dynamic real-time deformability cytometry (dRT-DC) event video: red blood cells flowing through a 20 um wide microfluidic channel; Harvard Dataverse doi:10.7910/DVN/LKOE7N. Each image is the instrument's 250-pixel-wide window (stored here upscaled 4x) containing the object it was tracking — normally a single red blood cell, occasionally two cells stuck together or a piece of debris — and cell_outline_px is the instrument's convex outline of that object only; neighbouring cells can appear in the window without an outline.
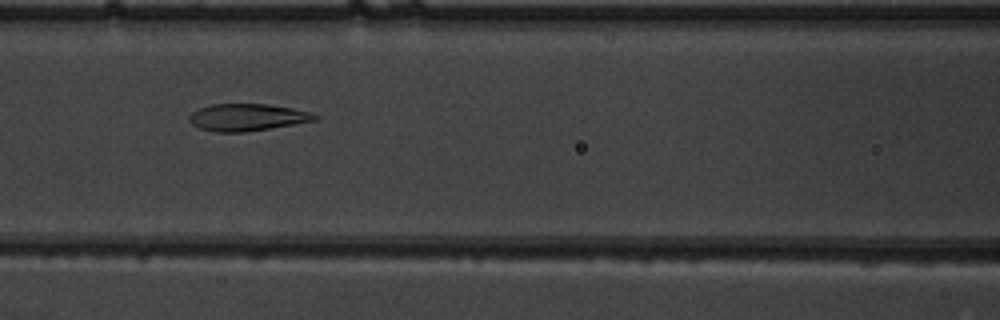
{"species": "common noctule bat (a hibernating species)", "species_latin": "Nyctalus noctula", "temperature_condition": "warm", "stored_images_in_passage": 53, "camera_frame_rate_fps": 3000, "um_per_image_px": 0.085, "animal": {"sex": "male", "body_mass_g": 19.5, "forearm_length_mm": 54.6}, "frame": {"image": 1, "passage_image": 24, "time_ms": 7.667, "image_size_px": [1000, 320], "cell_outline_px": [[320, 116], [316, 120], [244, 132], [216, 132], [200, 128], [192, 124], [188, 120], [188, 116], [192, 112], [200, 108], [212, 104], [268, 104], [292, 108], [312, 112]], "centroid_in_image_um": [21.0, 9.96], "position_along_channel_um": 145.6, "area_um2": 19.71}}
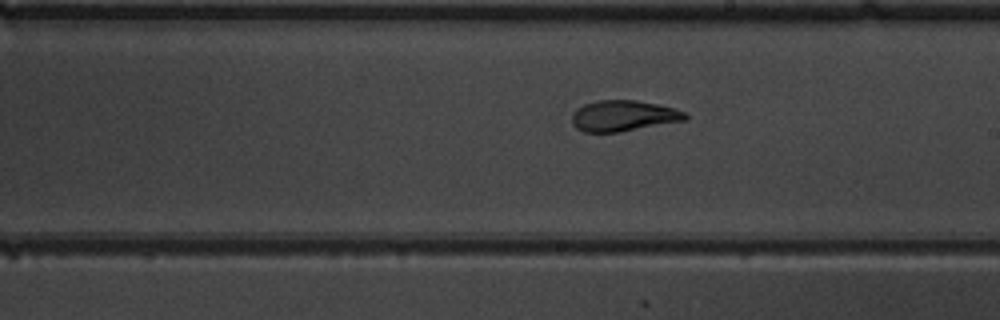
{"frame": {"image": 2, "passage_image": 31, "time_ms": 10.0, "image_size_px": [1000, 320], "cell_outline_px": [[688, 120], [620, 132], [584, 132], [576, 128], [572, 124], [572, 112], [576, 108], [584, 104], [600, 100], [636, 100], [676, 108], [688, 112]], "centroid_in_image_um": [53.02, 9.85], "position_along_channel_um": 236.0, "area_um2": 20.69}}
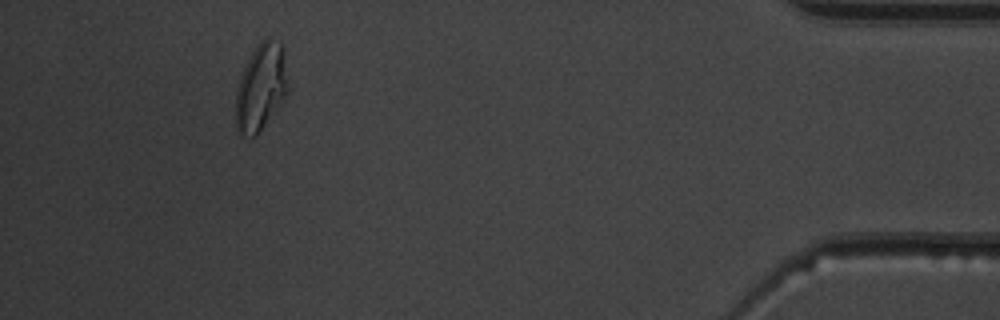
{"frame": {"image": 3, "passage_image": 49, "time_ms": 16.0, "image_size_px": [1000, 320], "cell_outline_px": [[288, 92], [256, 136], [252, 136], [236, 132], [236, 88], [240, 76], [252, 52], [260, 40], [268, 36], [280, 40], [284, 52]], "centroid_in_image_um": [22.17, 7.36], "position_along_channel_um": 413.0, "area_um2": 26.3}, "authors_computed_cell_mechanics": {"area_um2": 21.964, "velocity_mm_per_s": 3.8952, "shape_relaxation_time_tau1_ms": null, "shape_relaxation_time_tau2_ms": 1.3856, "deformation_change_tau1": null, "deformation_change_tau2": 0.0785}}